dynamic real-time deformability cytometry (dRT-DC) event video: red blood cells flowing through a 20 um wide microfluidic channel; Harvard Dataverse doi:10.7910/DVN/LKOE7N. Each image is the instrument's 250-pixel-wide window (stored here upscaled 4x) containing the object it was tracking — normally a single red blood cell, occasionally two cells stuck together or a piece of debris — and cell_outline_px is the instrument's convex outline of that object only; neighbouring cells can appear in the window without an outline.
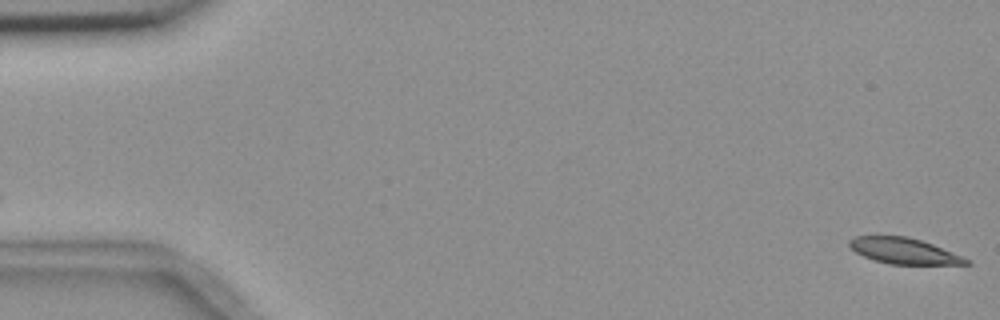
{"species": "common noctule bat (a hibernating species)", "species_latin": "Nyctalus noctula", "temperature_condition": "room temperature", "stored_images_in_passage": 6, "segment_of_instrument_passage": [2, 2], "camera_frame_rate_fps": 3000, "um_per_image_px": 0.085, "animal": {"sex": "female", "body_mass_g": 18.4}, "frame": {"image": 1, "passage_image": 6, "time_ms": 6.0, "image_size_px": [1000, 320], "cell_outline_px": [[972, 264], [888, 264], [872, 260], [856, 252], [848, 244], [848, 240], [856, 236], [908, 236], [932, 244], [972, 260]], "centroid_in_image_um": [76.83, 21.33], "position_along_channel_um": 8.2, "area_um2": 17.57}}